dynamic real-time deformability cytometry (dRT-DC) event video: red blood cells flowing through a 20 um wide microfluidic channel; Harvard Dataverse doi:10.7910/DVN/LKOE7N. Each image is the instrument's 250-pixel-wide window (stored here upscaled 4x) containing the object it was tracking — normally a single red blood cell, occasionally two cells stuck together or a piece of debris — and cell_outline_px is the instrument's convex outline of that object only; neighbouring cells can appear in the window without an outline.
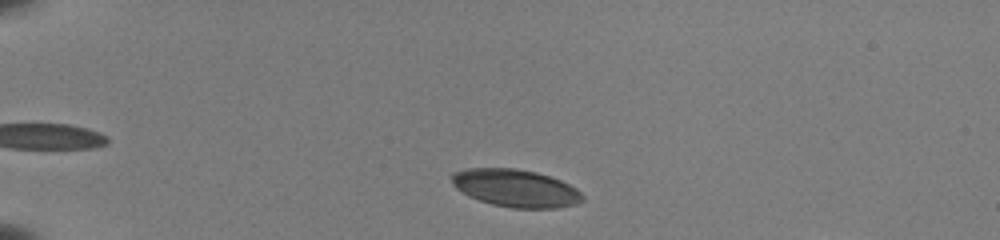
{"species": "common noctule bat (a hibernating species)", "species_latin": "Nyctalus noctula", "temperature_condition": "room temperature", "stored_images_in_passage": 38, "camera_frame_rate_fps": 3000, "um_per_image_px": 0.085, "animal": {"sex": "female", "body_mass_g": 22.0, "forearm_length_mm": 56.7}, "frame": {"image": 1, "passage_image": 4, "time_ms": 1.0, "image_size_px": [1000, 240], "cell_outline_px": [[584, 200], [576, 204], [556, 208], [512, 208], [492, 204], [468, 196], [456, 188], [452, 184], [452, 172], [468, 168], [516, 168], [536, 172], [560, 180], [576, 188], [584, 196]], "centroid_in_image_um": [43.82, 15.99], "position_along_channel_um": 41.2, "area_um2": 28.67}}
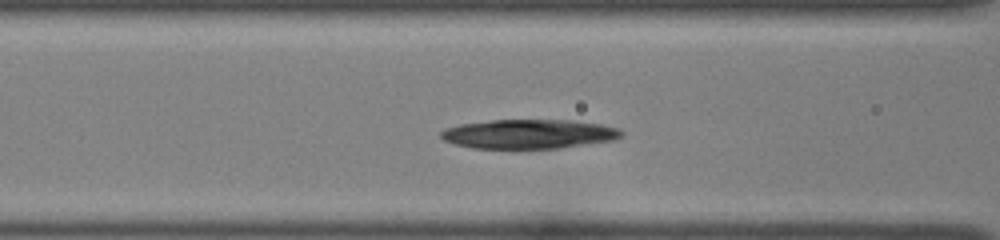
{"frame": {"image": 2, "passage_image": 15, "time_ms": 4.667, "image_size_px": [1000, 240], "cell_outline_px": [[624, 132], [616, 140], [560, 148], [472, 148], [456, 144], [444, 140], [440, 136], [440, 132], [448, 128], [460, 124], [492, 120], [572, 120], [600, 124], [620, 128]], "centroid_in_image_um": [45.0, 11.39], "position_along_channel_um": 121.6, "area_um2": 30.75}}
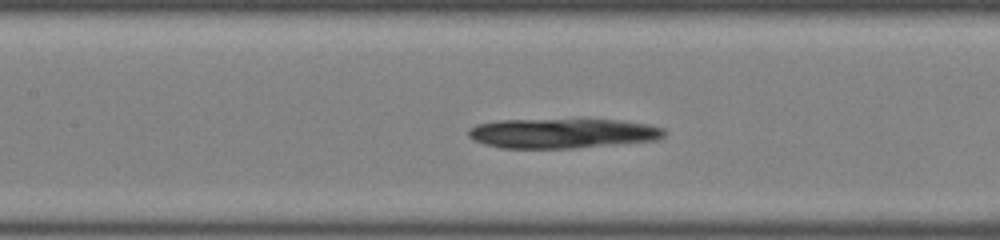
{"frame": {"image": 3, "passage_image": 18, "time_ms": 5.667, "image_size_px": [1000, 240], "cell_outline_px": [[664, 136], [656, 140], [572, 148], [504, 148], [484, 144], [468, 136], [468, 128], [476, 124], [496, 120], [616, 120], [644, 124], [664, 128]], "centroid_in_image_um": [47.74, 11.33], "position_along_channel_um": 159.7, "area_um2": 33.52}}